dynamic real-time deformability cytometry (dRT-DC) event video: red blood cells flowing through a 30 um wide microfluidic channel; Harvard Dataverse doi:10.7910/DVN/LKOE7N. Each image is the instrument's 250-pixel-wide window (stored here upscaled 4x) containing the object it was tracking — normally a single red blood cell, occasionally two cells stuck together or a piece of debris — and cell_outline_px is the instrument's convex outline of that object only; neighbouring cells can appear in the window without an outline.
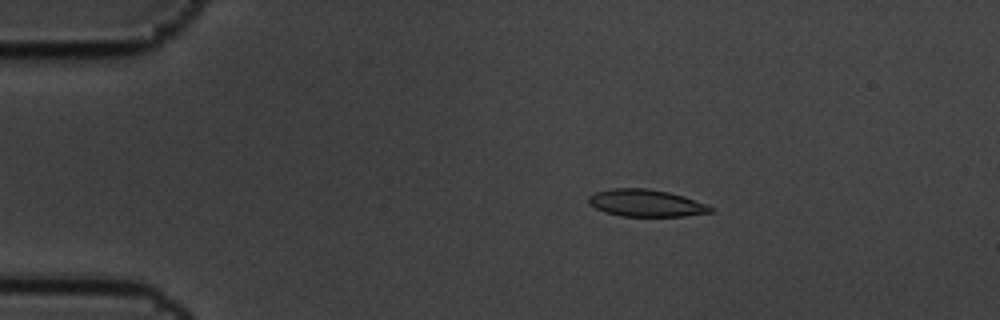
{"species": "common noctule bat (a hibernating species)", "species_latin": "Nyctalus noctula", "temperature_condition": "cold", "stored_images_in_passage": 4, "camera_frame_rate_fps": 3000, "um_per_image_px": 0.085, "animal": {"sex": "male", "body_mass_g": 19.5, "forearm_length_mm": 54.6}, "frame": {"image": 1, "passage_image": 2, "time_ms": 0.333, "image_size_px": [1000, 320], "cell_outline_px": [[716, 208], [712, 212], [684, 216], [620, 216], [604, 212], [588, 204], [588, 196], [596, 192], [612, 188], [648, 188], [668, 192], [684, 196]], "centroid_in_image_um": [54.9, 17.26], "position_along_channel_um": 30.1, "area_um2": 19.36}}